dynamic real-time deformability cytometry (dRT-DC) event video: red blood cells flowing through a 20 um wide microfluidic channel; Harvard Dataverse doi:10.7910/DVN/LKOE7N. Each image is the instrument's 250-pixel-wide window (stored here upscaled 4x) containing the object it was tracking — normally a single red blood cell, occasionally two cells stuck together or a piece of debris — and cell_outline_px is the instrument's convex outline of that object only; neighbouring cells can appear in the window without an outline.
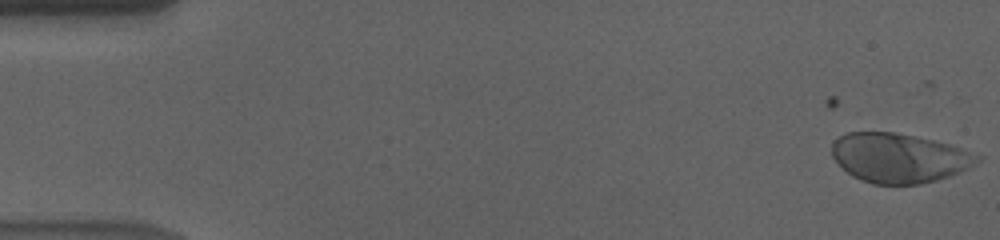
{"species": "human", "species_latin": "Homo sapiens", "temperature_condition": "cold", "stored_images_in_passage": 48, "camera_frame_rate_fps": 3000, "um_per_image_px": 0.085, "donor": {"sex": "male"}, "frame": {"image": 1, "passage_image": 1, "time_ms": 0.0, "image_size_px": [1000, 240], "cell_outline_px": [[984, 156], [976, 164], [960, 172], [936, 180], [920, 184], [872, 184], [860, 180], [852, 176], [832, 156], [832, 140], [848, 132], [896, 132], [932, 140], [948, 144]], "centroid_in_image_um": [76.42, 13.42], "position_along_channel_um": 8.6, "area_um2": 41.79}}
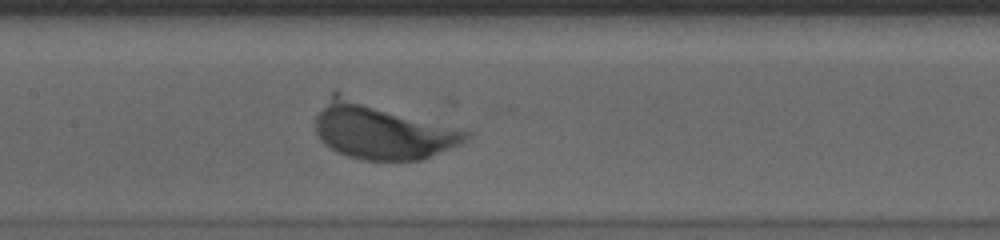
{"frame": {"image": 2, "passage_image": 28, "time_ms": 9.0, "image_size_px": [1000, 240], "cell_outline_px": [[472, 136], [468, 140], [460, 144], [424, 160], [364, 160], [348, 156], [336, 152], [324, 144], [320, 140], [316, 132], [316, 116], [332, 92], [336, 88], [460, 128], [472, 132]], "centroid_in_image_um": [32.48, 11.07], "position_along_channel_um": 174.9, "area_um2": 50.92}}
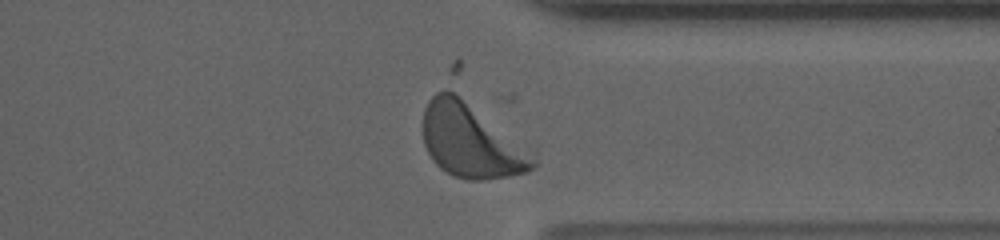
{"frame": {"image": 3, "passage_image": 45, "time_ms": 14.667, "image_size_px": [1000, 240], "cell_outline_px": [[536, 164], [532, 168], [524, 172], [508, 176], [480, 180], [468, 180], [456, 176], [440, 168], [432, 160], [424, 144], [420, 124], [424, 108], [428, 100], [436, 92], [452, 92], [536, 160]], "centroid_in_image_um": [39.85, 12.03], "position_along_channel_um": 371.5, "area_um2": 44.8}}